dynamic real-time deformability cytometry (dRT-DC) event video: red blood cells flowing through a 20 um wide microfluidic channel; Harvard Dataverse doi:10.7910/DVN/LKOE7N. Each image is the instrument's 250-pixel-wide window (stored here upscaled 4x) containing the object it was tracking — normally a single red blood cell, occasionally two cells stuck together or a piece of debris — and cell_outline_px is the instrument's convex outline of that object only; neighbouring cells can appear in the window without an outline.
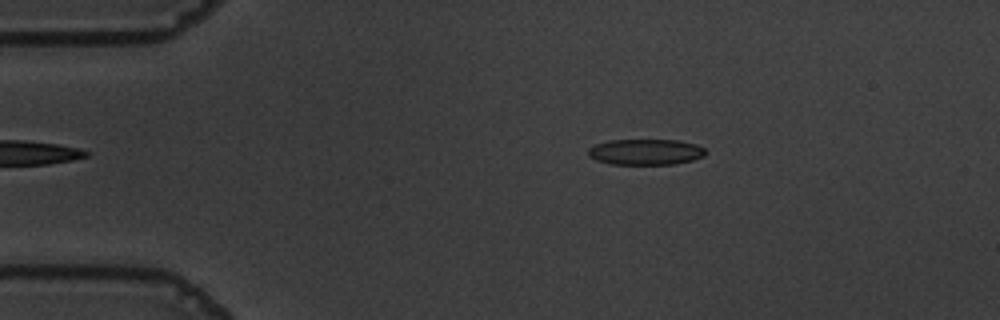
{"species": "common noctule bat (a hibernating species)", "species_latin": "Nyctalus noctula", "temperature_condition": "warm", "stored_images_in_passage": 48, "camera_frame_rate_fps": 3000, "um_per_image_px": 0.085, "animal": {"sex": "male", "body_mass_g": 19.5, "forearm_length_mm": 54.6}, "frame": {"image": 1, "passage_image": 3, "time_ms": 0.667, "image_size_px": [1000, 320], "cell_outline_px": [[708, 152], [704, 156], [692, 160], [672, 164], [612, 164], [596, 160], [588, 156], [588, 148], [596, 144], [608, 140], [676, 140], [696, 144], [704, 148]], "centroid_in_image_um": [54.88, 12.91], "position_along_channel_um": 30.1, "area_um2": 17.69}}
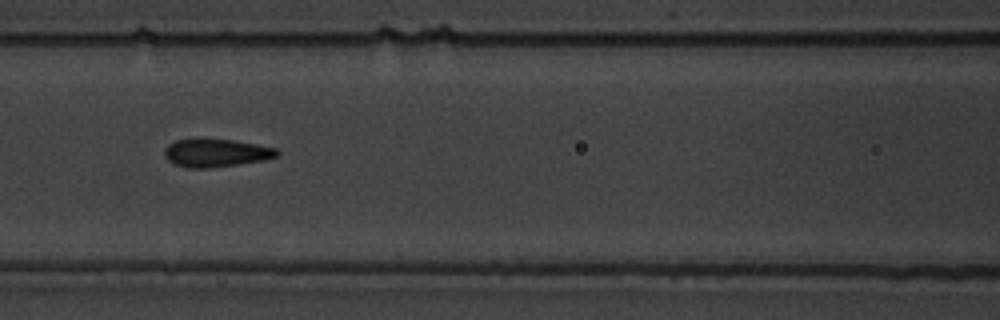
{"frame": {"image": 2, "passage_image": 17, "time_ms": 5.333, "image_size_px": [1000, 320], "cell_outline_px": [[280, 152], [276, 156], [264, 160], [208, 168], [188, 168], [176, 164], [168, 160], [164, 156], [164, 148], [168, 144], [176, 140], [196, 136], [200, 136], [232, 140], [256, 144], [276, 148]], "centroid_in_image_um": [18.29, 12.95], "position_along_channel_um": 148.3, "area_um2": 18.84}}
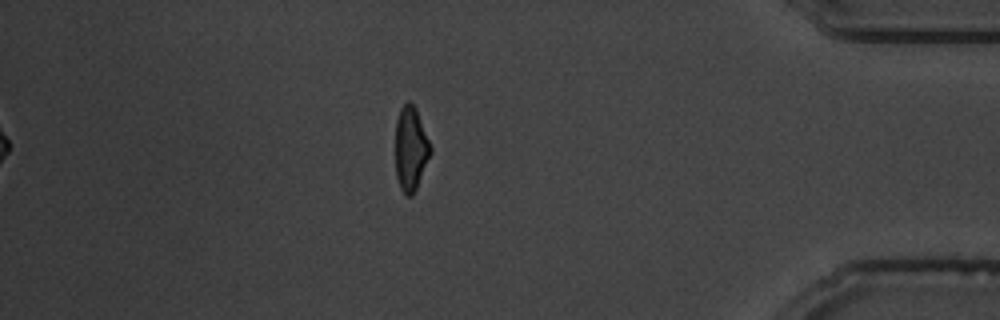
{"frame": {"image": 3, "passage_image": 41, "time_ms": 13.333, "image_size_px": [1000, 320], "cell_outline_px": [[432, 152], [416, 188], [412, 196], [404, 196], [400, 188], [396, 176], [396, 120], [400, 108], [408, 100], [416, 108], [432, 148]], "centroid_in_image_um": [34.91, 12.65], "position_along_channel_um": 400.3, "area_um2": 17.22}, "authors_computed_cell_mechanics": {"area_um2": 18.4671, "velocity_mm_per_s": 3.6257, "shape_relaxation_time_tau1_ms": 5.5728, "shape_relaxation_time_tau2_ms": 0.7689, "deformation_change_tau1": 0.1575, "deformation_change_tau2": 0.0799}}